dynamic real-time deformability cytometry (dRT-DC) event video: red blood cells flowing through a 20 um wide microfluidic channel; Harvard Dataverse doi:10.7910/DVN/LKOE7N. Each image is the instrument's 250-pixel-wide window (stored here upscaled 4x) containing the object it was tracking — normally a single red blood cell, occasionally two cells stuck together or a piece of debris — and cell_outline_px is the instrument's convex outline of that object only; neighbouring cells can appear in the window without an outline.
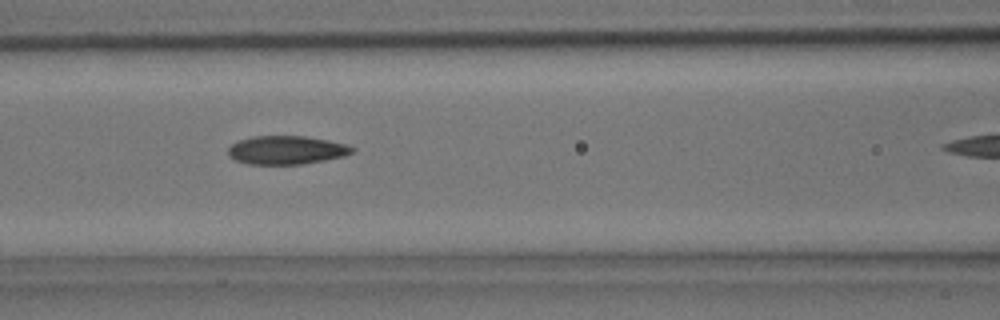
{"species": "common noctule bat (a hibernating species)", "species_latin": "Nyctalus noctula", "temperature_condition": "room temperature", "stored_images_in_passage": 8, "camera_frame_rate_fps": 3000, "um_per_image_px": 0.085, "animal": {"sex": "male", "body_mass_g": 15.6}, "frame": {"image": 1, "passage_image": 4, "time_ms": 1.0, "image_size_px": [1000, 320], "cell_outline_px": [[356, 148], [352, 152], [344, 156], [324, 160], [300, 164], [248, 164], [236, 160], [228, 156], [228, 148], [236, 140], [252, 136], [304, 136], [328, 140], [348, 144]], "centroid_in_image_um": [24.33, 12.74], "position_along_channel_um": 142.3, "area_um2": 20.69}}
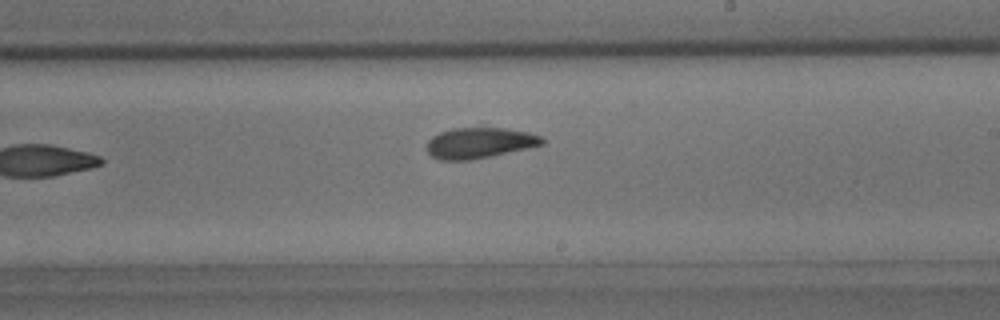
{"frame": {"image": 2, "passage_image": 8, "time_ms": 2.333, "image_size_px": [1000, 320], "cell_outline_px": [[548, 140], [544, 144], [528, 148], [468, 160], [440, 160], [432, 156], [428, 152], [428, 140], [432, 136], [440, 132], [452, 128], [504, 128], [528, 132], [544, 136]], "centroid_in_image_um": [40.8, 12.13], "position_along_channel_um": 248.2, "area_um2": 20.58}}